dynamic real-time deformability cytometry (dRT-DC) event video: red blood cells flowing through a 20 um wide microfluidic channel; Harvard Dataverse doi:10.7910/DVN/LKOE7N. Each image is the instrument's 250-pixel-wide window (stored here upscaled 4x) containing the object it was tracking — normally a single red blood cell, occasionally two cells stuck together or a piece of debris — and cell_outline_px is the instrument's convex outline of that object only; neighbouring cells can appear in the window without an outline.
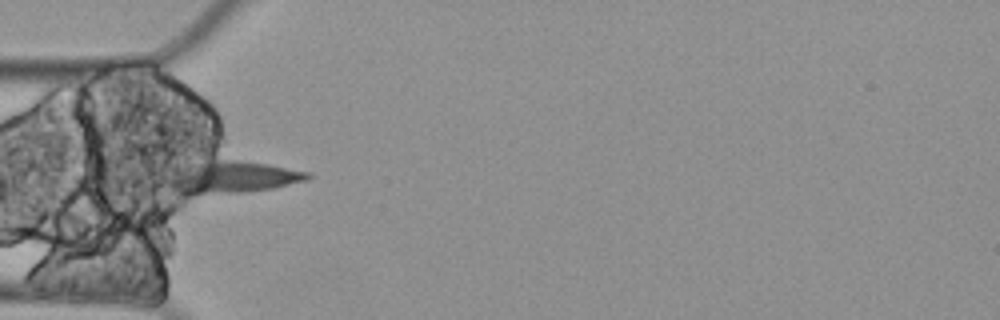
{"species": "Egyptian fruit bat (a non-hibernating species)", "species_latin": "Rousettus aegyptiacus", "temperature_condition": "cold", "stored_images_in_passage": 3, "camera_frame_rate_fps": 3000, "um_per_image_px": 0.085, "animal": {"sex": "female"}, "frame": {"image": 1, "passage_image": 1, "time_ms": 0.0, "image_size_px": [1000, 320], "cell_outline_px": [[312, 176], [308, 180], [276, 188], [248, 192], [188, 196], [164, 184], [156, 176], [156, 172], [176, 164], [220, 160], [240, 160], [268, 164], [312, 172]], "centroid_in_image_um": [19.42, 15.05], "position_along_channel_um": 65.6, "area_um2": 28.5}}
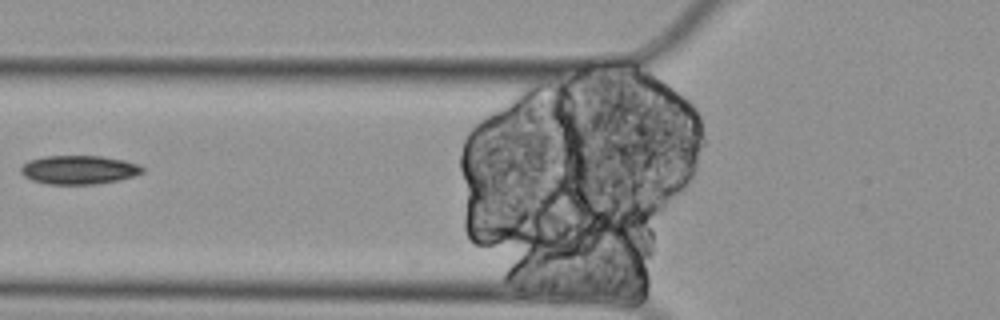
{"frame": {"image": 2, "passage_image": 2, "time_ms": 0.333, "image_size_px": [1000, 320], "cell_outline_px": [[144, 172], [132, 176], [116, 180], [96, 184], [48, 184], [32, 180], [24, 176], [20, 172], [20, 168], [28, 160], [44, 156], [100, 156], [124, 160], [140, 164], [144, 168]], "centroid_in_image_um": [6.69, 14.42], "position_along_channel_um": 119.1, "area_um2": 20.35}}